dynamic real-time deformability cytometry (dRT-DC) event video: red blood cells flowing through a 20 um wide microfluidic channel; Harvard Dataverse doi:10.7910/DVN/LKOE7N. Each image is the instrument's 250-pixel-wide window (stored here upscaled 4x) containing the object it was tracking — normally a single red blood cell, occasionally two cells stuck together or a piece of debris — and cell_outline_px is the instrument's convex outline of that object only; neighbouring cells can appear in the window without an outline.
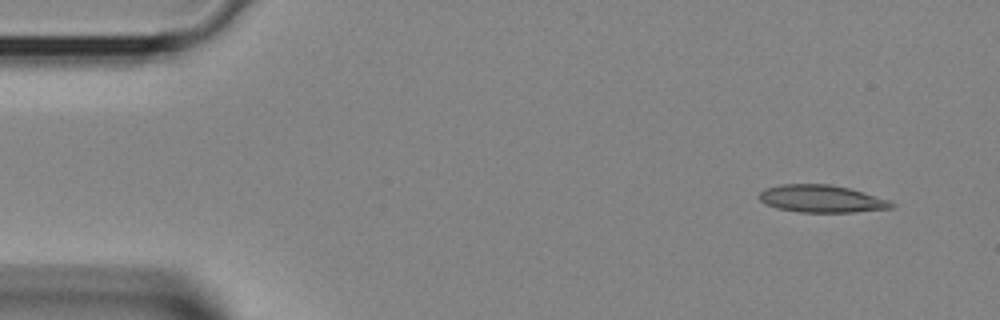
{"species": "Egyptian fruit bat (a non-hibernating species)", "species_latin": "Rousettus aegyptiacus", "temperature_condition": "room temperature", "stored_images_in_passage": 36, "camera_frame_rate_fps": 3000, "um_per_image_px": 0.085, "animal": {"sex": "female"}, "frame": {"image": 1, "passage_image": 1, "time_ms": 0.0, "image_size_px": [1000, 320], "cell_outline_px": [[896, 204], [892, 208], [856, 212], [800, 212], [776, 208], [764, 204], [756, 196], [764, 188], [780, 184], [828, 184], [848, 188], [888, 200]], "centroid_in_image_um": [69.76, 16.9], "position_along_channel_um": 15.2, "area_um2": 21.15}}
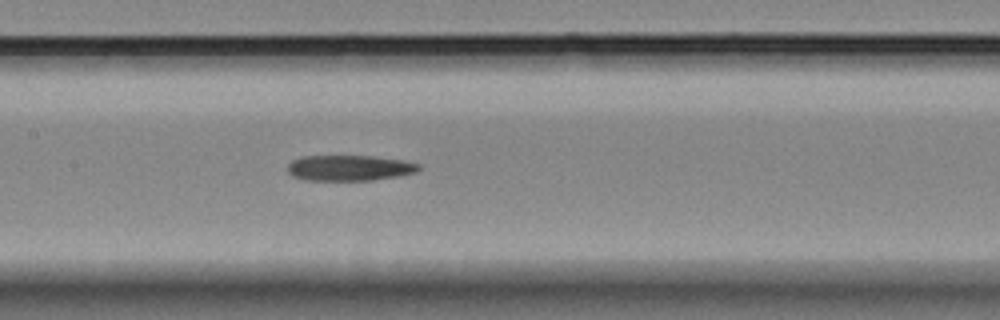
{"frame": {"image": 2, "passage_image": 16, "time_ms": 5.0, "image_size_px": [1000, 320], "cell_outline_px": [[420, 168], [416, 172], [400, 176], [372, 180], [304, 180], [292, 176], [288, 172], [288, 164], [292, 160], [300, 156], [372, 156], [404, 160], [420, 164]], "centroid_in_image_um": [29.7, 14.27], "position_along_channel_um": 177.7, "area_um2": 19.71}}
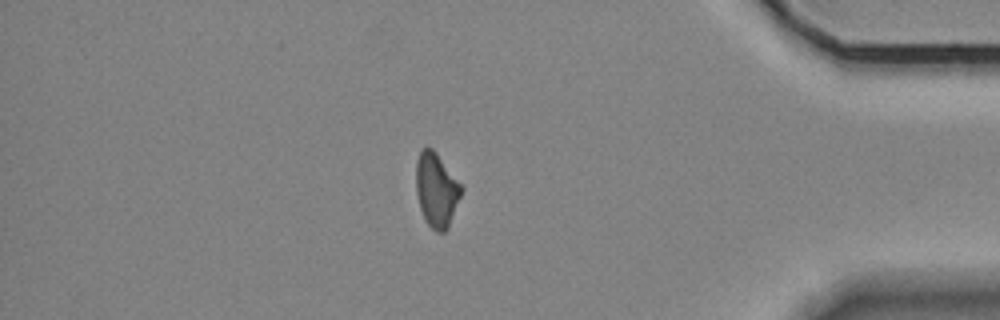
{"frame": {"image": 3, "passage_image": 31, "time_ms": 10.0, "image_size_px": [1000, 320], "cell_outline_px": [[464, 188], [448, 228], [444, 232], [436, 232], [428, 224], [420, 208], [416, 192], [416, 160], [420, 152], [424, 148], [432, 148], [436, 152]], "centroid_in_image_um": [37.1, 16.15], "position_along_channel_um": 398.1, "area_um2": 19.42}}